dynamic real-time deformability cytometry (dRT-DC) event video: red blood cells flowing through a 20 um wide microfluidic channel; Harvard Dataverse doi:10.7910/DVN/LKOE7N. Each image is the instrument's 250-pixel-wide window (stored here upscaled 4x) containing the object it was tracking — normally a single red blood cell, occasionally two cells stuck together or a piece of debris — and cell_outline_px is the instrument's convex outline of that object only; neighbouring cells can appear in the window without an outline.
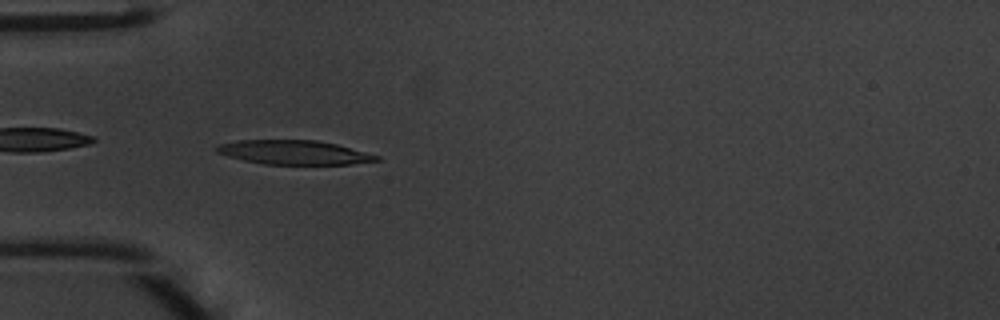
{"species": "common noctule bat (a hibernating species)", "species_latin": "Nyctalus noctula", "temperature_condition": "warm", "stored_images_in_passage": 47, "camera_frame_rate_fps": 3000, "um_per_image_px": 0.085, "animal": {"sex": "male", "body_mass_g": 20.1, "forearm_length_mm": 53.5}, "frame": {"image": 1, "passage_image": 14, "time_ms": 4.333, "image_size_px": [1000, 320], "cell_outline_px": [[380, 160], [352, 164], [264, 164], [244, 160], [228, 156], [216, 152], [212, 148], [220, 144], [236, 140], [316, 140], [336, 144], [380, 156]], "centroid_in_image_um": [24.96, 12.95], "position_along_channel_um": 60.0, "area_um2": 22.43}}
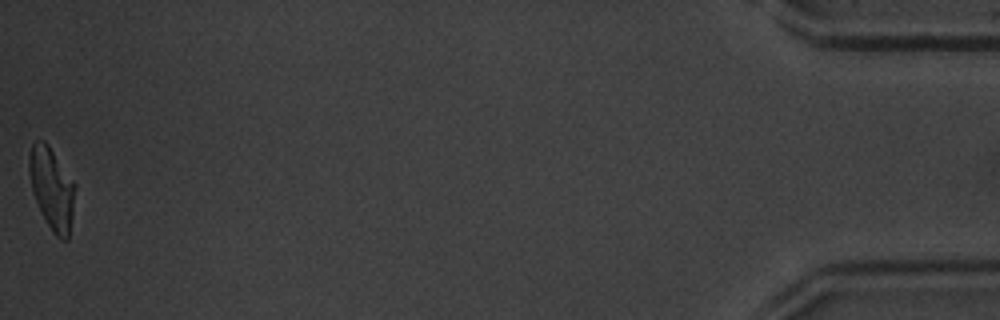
{"frame": {"image": 2, "passage_image": 47, "time_ms": 15.333, "image_size_px": [1000, 320], "cell_outline_px": [[76, 184], [72, 216], [68, 240], [60, 240], [52, 232], [32, 192], [28, 172], [28, 156], [32, 144], [36, 140], [44, 140], [48, 144]], "centroid_in_image_um": [4.4, 15.99], "position_along_channel_um": 430.8, "area_um2": 21.96}, "authors_computed_cell_mechanics": {"area_um2": 23.8714, "velocity_mm_per_s": 4.2476, "shape_relaxation_time_tau1_ms": 3.1881, "shape_relaxation_time_tau2_ms": 2.5071, "deformation_change_tau1": 0.1608, "deformation_change_tau2": 0.1298}}